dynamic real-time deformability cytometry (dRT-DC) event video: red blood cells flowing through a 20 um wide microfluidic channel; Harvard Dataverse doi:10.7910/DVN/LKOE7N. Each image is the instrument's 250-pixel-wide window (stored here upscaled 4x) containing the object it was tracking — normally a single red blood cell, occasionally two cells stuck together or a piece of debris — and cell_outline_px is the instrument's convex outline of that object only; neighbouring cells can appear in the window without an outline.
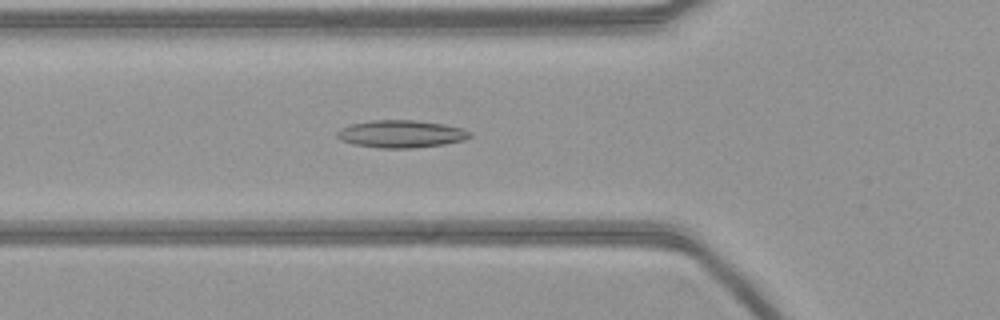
{"species": "common noctule bat (a hibernating species)", "species_latin": "Nyctalus noctula", "temperature_condition": "warm", "stored_images_in_passage": 54, "camera_frame_rate_fps": 3000, "um_per_image_px": 0.085, "animal": {"sex": "female", "body_mass_g": 21.9}, "frame": {"image": 1, "passage_image": 19, "time_ms": 6.0, "image_size_px": [1000, 320], "cell_outline_px": [[472, 136], [464, 140], [444, 144], [412, 148], [380, 148], [352, 144], [340, 140], [336, 136], [336, 132], [340, 128], [348, 124], [372, 120], [416, 120], [444, 124], [464, 128], [472, 132]], "centroid_in_image_um": [34.08, 11.38], "position_along_channel_um": 91.7, "area_um2": 21.56}}
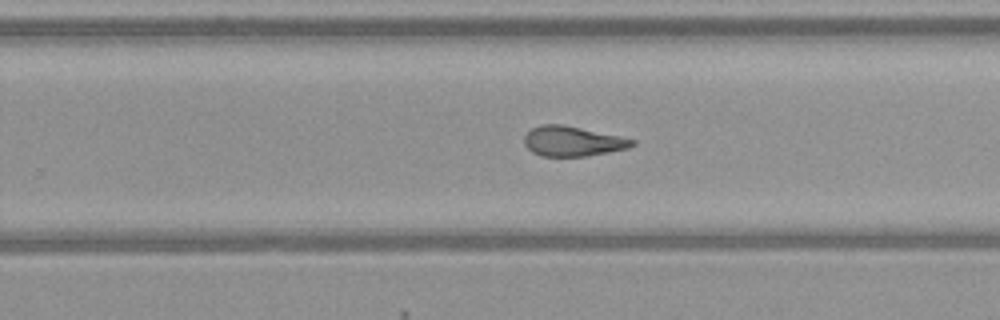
{"frame": {"image": 2, "passage_image": 34, "time_ms": 11.0, "image_size_px": [1000, 320], "cell_outline_px": [[636, 144], [628, 148], [588, 156], [540, 156], [532, 152], [524, 144], [524, 136], [532, 128], [540, 124], [564, 124], [620, 136], [636, 140]], "centroid_in_image_um": [48.67, 12.0], "position_along_channel_um": 281.1, "area_um2": 18.96}}
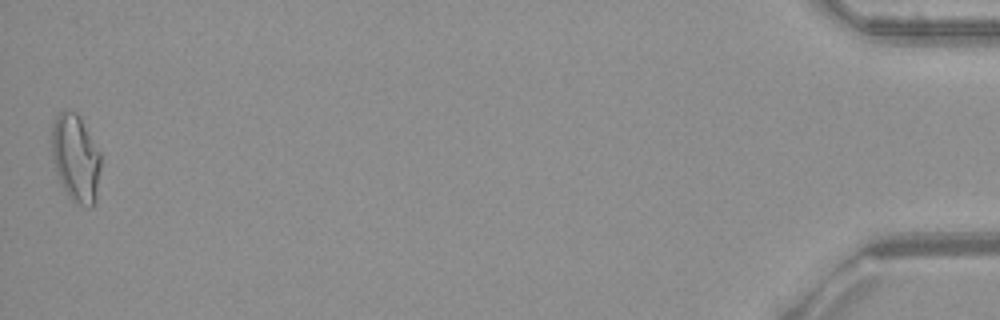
{"frame": {"image": 3, "passage_image": 54, "time_ms": 17.667, "image_size_px": [1000, 320], "cell_outline_px": [[100, 168], [96, 200], [88, 208], [72, 200], [68, 196], [56, 172], [52, 160], [52, 124], [56, 116], [64, 108], [76, 112], [80, 116], [100, 152]], "centroid_in_image_um": [6.43, 13.4], "position_along_channel_um": 428.8, "area_um2": 25.03}}